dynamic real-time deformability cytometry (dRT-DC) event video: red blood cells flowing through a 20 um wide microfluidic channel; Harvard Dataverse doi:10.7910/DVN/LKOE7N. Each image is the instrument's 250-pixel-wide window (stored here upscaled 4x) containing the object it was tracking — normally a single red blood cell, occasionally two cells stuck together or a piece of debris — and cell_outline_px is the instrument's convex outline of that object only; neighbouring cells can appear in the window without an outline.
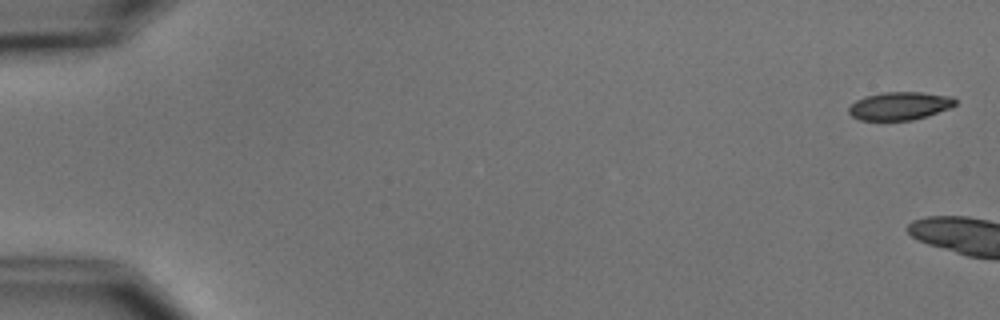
{"species": "common noctule bat (a hibernating species)", "species_latin": "Nyctalus noctula", "temperature_condition": "cold", "stored_images_in_passage": 3, "camera_frame_rate_fps": 3000, "um_per_image_px": 0.085, "animal": {"sex": "male", "body_mass_g": 15.6}, "frame": {"image": 1, "passage_image": 1, "time_ms": 0.0, "image_size_px": [1000, 320], "cell_outline_px": [[956, 104], [952, 108], [928, 116], [912, 120], [860, 120], [852, 116], [848, 112], [848, 108], [856, 100], [864, 96], [884, 92], [924, 92], [952, 96], [956, 100]], "centroid_in_image_um": [76.51, 9.0], "position_along_channel_um": 8.5, "area_um2": 17.63}}